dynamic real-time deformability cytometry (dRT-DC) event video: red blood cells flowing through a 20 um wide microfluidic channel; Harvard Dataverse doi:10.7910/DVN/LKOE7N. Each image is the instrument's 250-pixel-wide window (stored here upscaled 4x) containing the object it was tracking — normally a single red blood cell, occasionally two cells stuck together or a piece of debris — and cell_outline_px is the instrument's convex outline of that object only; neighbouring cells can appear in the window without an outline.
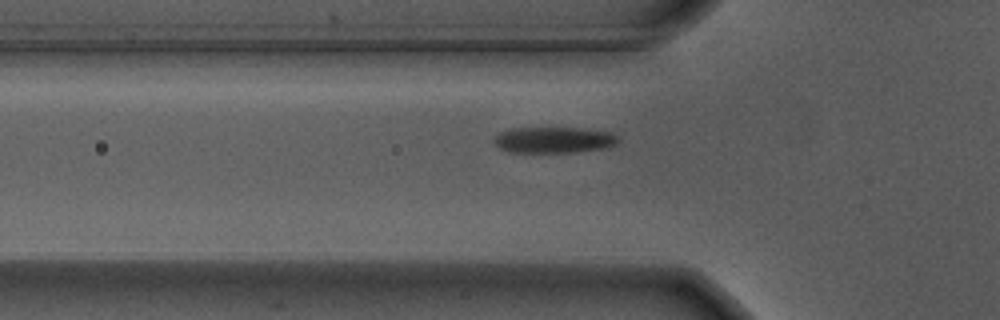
{"species": "Egyptian fruit bat (a non-hibernating species)", "species_latin": "Rousettus aegyptiacus", "temperature_condition": "warm", "stored_images_in_passage": 40, "camera_frame_rate_fps": 3000, "um_per_image_px": 0.085, "animal": {"sex": "male"}, "frame": {"image": 1, "passage_image": 2, "time_ms": 0.333, "image_size_px": [1000, 320], "cell_outline_px": [[620, 140], [616, 144], [604, 148], [572, 152], [508, 152], [500, 148], [492, 140], [500, 132], [512, 128], [580, 128], [608, 132], [616, 136]], "centroid_in_image_um": [47.05, 11.89], "position_along_channel_um": 78.8, "area_um2": 18.67}}
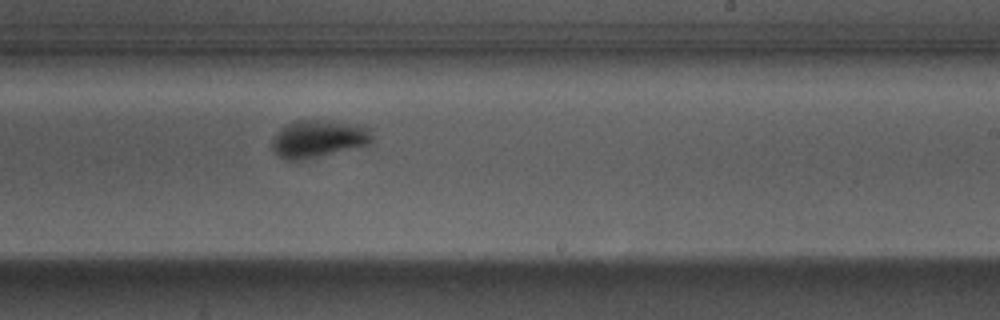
{"frame": {"image": 2, "passage_image": 17, "time_ms": 5.333, "image_size_px": [1000, 320], "cell_outline_px": [[372, 140], [368, 144], [312, 156], [292, 160], [288, 160], [280, 156], [272, 148], [272, 140], [280, 128], [296, 120], [332, 120], [364, 124], [368, 128], [372, 136]], "centroid_in_image_um": [27.07, 11.72], "position_along_channel_um": 261.9, "area_um2": 21.21}}
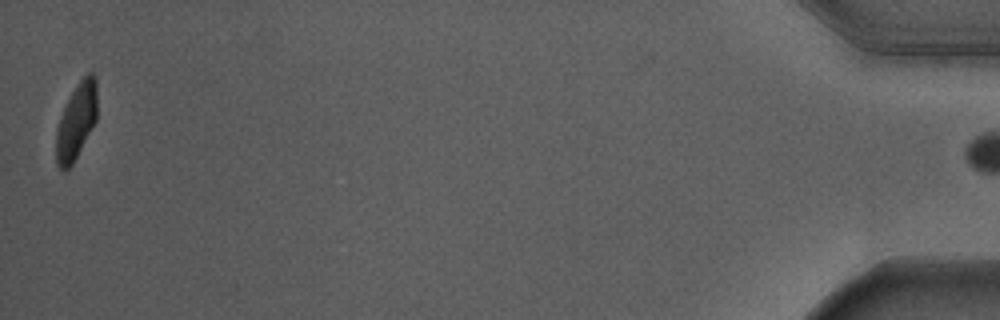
{"frame": {"image": 3, "passage_image": 39, "time_ms": 12.667, "image_size_px": [1000, 320], "cell_outline_px": [[96, 120], [72, 164], [64, 172], [56, 164], [56, 128], [64, 108], [72, 92], [80, 80], [88, 72], [92, 72], [96, 76]], "centroid_in_image_um": [6.48, 10.31], "position_along_channel_um": 428.7, "area_um2": 17.86}, "authors_computed_cell_mechanics": {"area_um2": 20.5768, "velocity_mm_per_s": 3.6711, "shape_relaxation_time_tau1_ms": 2.2357, "shape_relaxation_time_tau2_ms": null, "deformation_change_tau1": 0.172, "deformation_change_tau2": null}}